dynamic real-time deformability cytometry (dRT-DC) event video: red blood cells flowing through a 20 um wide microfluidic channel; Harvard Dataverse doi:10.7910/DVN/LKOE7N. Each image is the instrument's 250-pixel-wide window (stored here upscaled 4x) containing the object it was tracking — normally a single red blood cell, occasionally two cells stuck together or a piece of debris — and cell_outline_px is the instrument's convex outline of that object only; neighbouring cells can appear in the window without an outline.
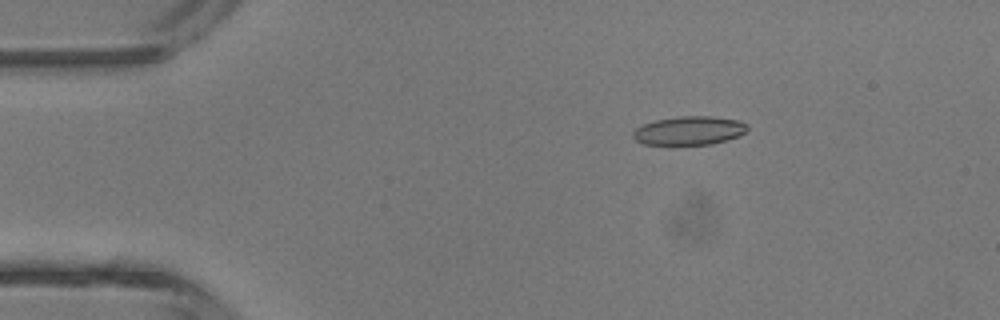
{"species": "common noctule bat (a hibernating species)", "species_latin": "Nyctalus noctula", "temperature_condition": "room temperature", "stored_images_in_passage": 4, "camera_frame_rate_fps": 3000, "um_per_image_px": 0.085, "animal": {"sex": "male", "body_mass_g": 13.3}, "frame": {"image": 1, "passage_image": 1, "time_ms": 0.0, "image_size_px": [1000, 320], "cell_outline_px": [[748, 128], [740, 136], [728, 140], [712, 144], [644, 144], [636, 140], [632, 136], [632, 132], [636, 128], [644, 124], [656, 120], [676, 116], [712, 116], [736, 120], [748, 124]], "centroid_in_image_um": [58.59, 11.09], "position_along_channel_um": 26.4, "area_um2": 19.07}}
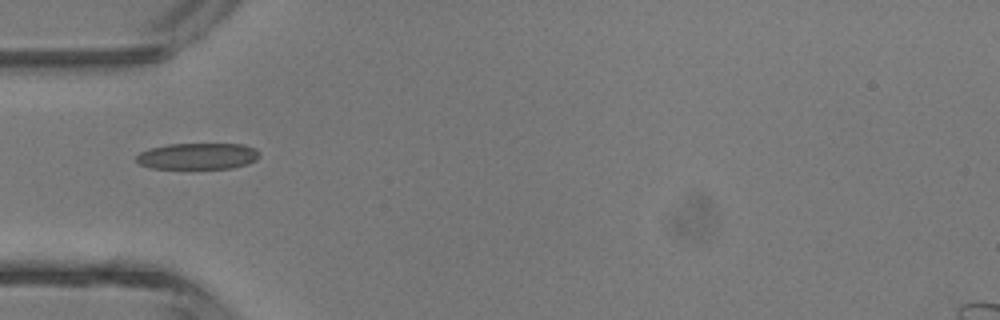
{"frame": {"image": 2, "passage_image": 3, "time_ms": 2.333, "image_size_px": [1000, 320], "cell_outline_px": [[260, 156], [256, 160], [248, 164], [232, 168], [152, 168], [140, 164], [136, 160], [136, 156], [140, 152], [148, 148], [168, 144], [244, 144], [256, 148], [260, 152]], "centroid_in_image_um": [16.84, 13.26], "position_along_channel_um": 68.2, "area_um2": 19.02}}
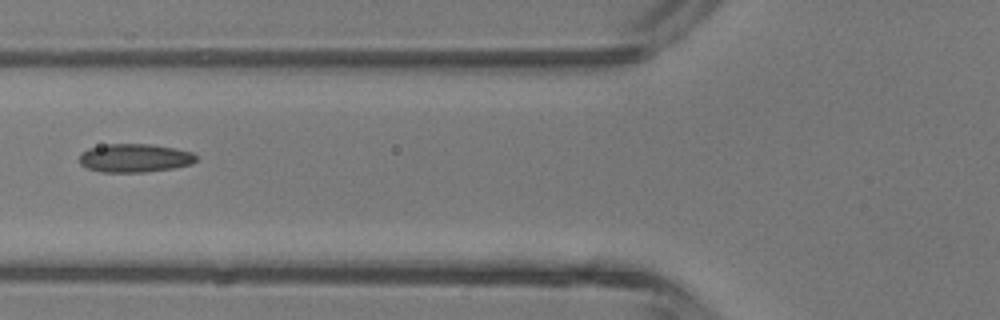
{"frame": {"image": 3, "passage_image": 4, "time_ms": 3.333, "image_size_px": [1000, 320], "cell_outline_px": [[196, 160], [192, 164], [172, 168], [144, 172], [100, 172], [88, 168], [80, 164], [80, 156], [88, 148], [108, 144], [152, 144], [176, 148], [192, 152], [196, 156]], "centroid_in_image_um": [11.47, 13.43], "position_along_channel_um": 114.3, "area_um2": 19.31}}